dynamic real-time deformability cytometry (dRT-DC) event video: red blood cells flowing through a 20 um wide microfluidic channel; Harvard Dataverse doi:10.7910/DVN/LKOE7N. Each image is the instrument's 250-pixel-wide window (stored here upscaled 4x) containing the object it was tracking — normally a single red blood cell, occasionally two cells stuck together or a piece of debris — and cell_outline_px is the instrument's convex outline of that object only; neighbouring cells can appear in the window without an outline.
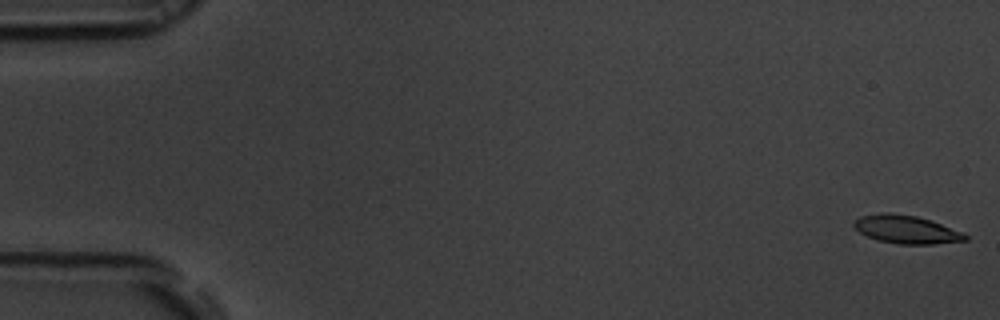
{"species": "common noctule bat (a hibernating species)", "species_latin": "Nyctalus noctula", "temperature_condition": "room temperature", "stored_images_in_passage": 2, "camera_frame_rate_fps": 3000, "um_per_image_px": 0.085, "animal": {"sex": "male", "body_mass_g": 19.5, "forearm_length_mm": 54.6}, "frame": {"image": 1, "passage_image": 1, "time_ms": 0.0, "image_size_px": [1000, 320], "cell_outline_px": [[968, 240], [932, 244], [896, 244], [880, 240], [868, 236], [860, 232], [852, 224], [860, 216], [884, 212], [892, 212], [916, 216], [932, 220], [964, 232], [968, 236]], "centroid_in_image_um": [77.08, 19.49], "position_along_channel_um": 7.9, "area_um2": 18.32}}